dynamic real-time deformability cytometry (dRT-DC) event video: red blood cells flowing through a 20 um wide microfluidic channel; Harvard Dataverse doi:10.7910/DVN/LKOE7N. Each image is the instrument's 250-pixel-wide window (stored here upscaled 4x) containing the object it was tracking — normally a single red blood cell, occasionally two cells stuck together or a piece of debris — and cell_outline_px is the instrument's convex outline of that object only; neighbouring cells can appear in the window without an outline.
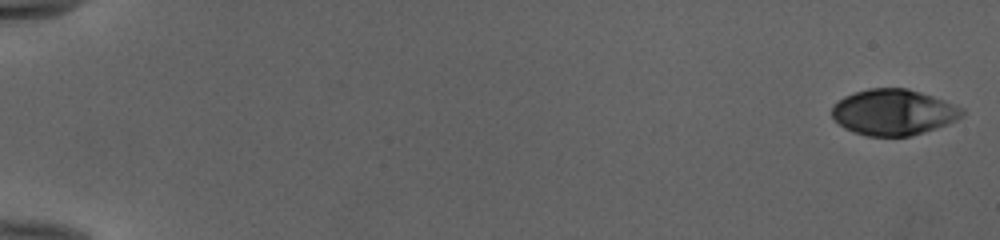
{"species": "human", "species_latin": "Homo sapiens", "temperature_condition": "cold", "stored_images_in_passage": 53, "camera_frame_rate_fps": 3000, "um_per_image_px": 0.085, "donor": {"sex": "female"}, "frame": {"image": 1, "passage_image": 1, "time_ms": 0.0, "image_size_px": [1000, 240], "cell_outline_px": [[964, 116], [956, 120], [936, 128], [924, 132], [908, 136], [868, 136], [844, 128], [832, 116], [832, 108], [844, 96], [868, 88], [908, 88], [944, 100], [964, 108]], "centroid_in_image_um": [75.97, 9.53], "position_along_channel_um": 9.0, "area_um2": 34.56}}
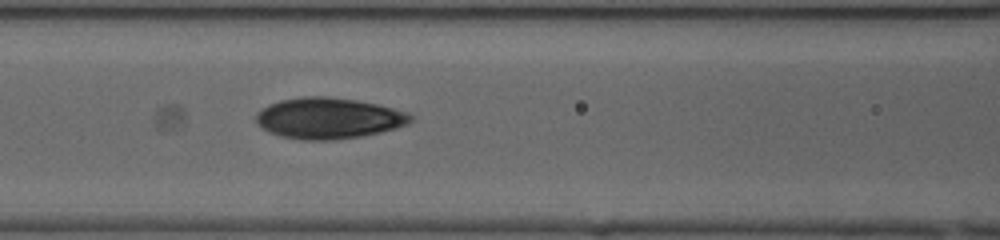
{"frame": {"image": 2, "passage_image": 25, "time_ms": 8.0, "image_size_px": [1000, 240], "cell_outline_px": [[412, 120], [408, 124], [396, 128], [380, 132], [360, 136], [332, 140], [304, 140], [280, 136], [268, 132], [256, 124], [256, 112], [268, 104], [280, 100], [304, 96], [328, 96], [356, 100], [376, 104], [392, 108], [404, 112], [412, 116]], "centroid_in_image_um": [27.87, 10.05], "position_along_channel_um": 138.7, "area_um2": 36.93}}
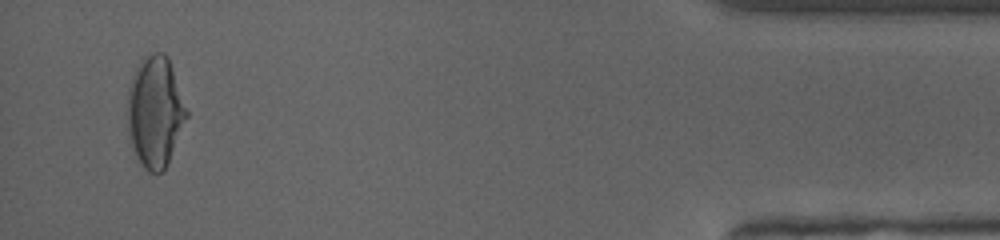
{"frame": {"image": 3, "passage_image": 51, "time_ms": 16.667, "image_size_px": [1000, 240], "cell_outline_px": [[188, 116], [168, 160], [164, 168], [160, 172], [148, 172], [140, 164], [132, 148], [128, 136], [128, 88], [132, 76], [136, 68], [152, 52], [164, 52], [168, 56], [188, 112]], "centroid_in_image_um": [13.17, 9.5], "position_along_channel_um": 422.0, "area_um2": 37.74}, "authors_computed_cell_mechanics": {"area_um2": 35.0268, "velocity_mm_per_s": 3.999, "shape_relaxation_time_tau1_ms": 5.4843, "shape_relaxation_time_tau2_ms": 1.4056, "deformation_change_tau1": 0.216, "deformation_change_tau2": 0.0645}}